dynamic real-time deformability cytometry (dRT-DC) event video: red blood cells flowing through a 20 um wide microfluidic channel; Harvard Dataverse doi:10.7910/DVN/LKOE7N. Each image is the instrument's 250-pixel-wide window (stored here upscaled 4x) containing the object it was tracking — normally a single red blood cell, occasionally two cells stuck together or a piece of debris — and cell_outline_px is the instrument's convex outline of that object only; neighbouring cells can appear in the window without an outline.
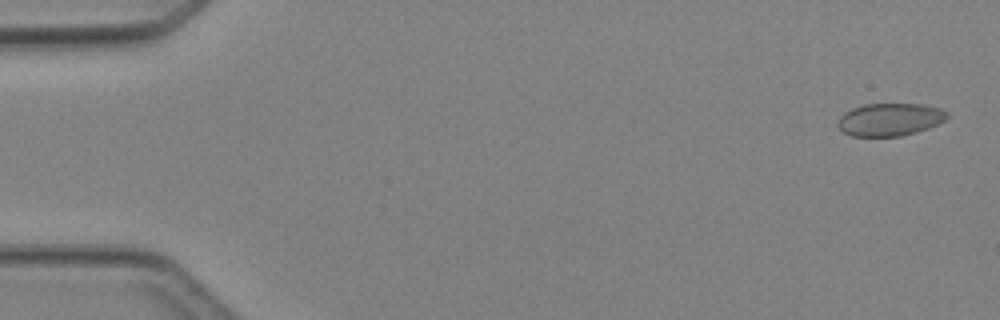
{"species": "Egyptian fruit bat (a non-hibernating species)", "species_latin": "Rousettus aegyptiacus", "temperature_condition": "cold", "stored_images_in_passage": 5, "camera_frame_rate_fps": 3000, "um_per_image_px": 0.085, "animal": {"sex": "female"}, "frame": {"image": 1, "passage_image": 1, "time_ms": 0.0, "image_size_px": [1000, 320], "cell_outline_px": [[948, 116], [944, 120], [928, 128], [916, 132], [900, 136], [852, 136], [844, 132], [836, 124], [840, 116], [844, 112], [852, 108], [864, 104], [924, 104], [940, 108], [948, 112]], "centroid_in_image_um": [75.62, 10.15], "position_along_channel_um": 9.4, "area_um2": 20.81}}
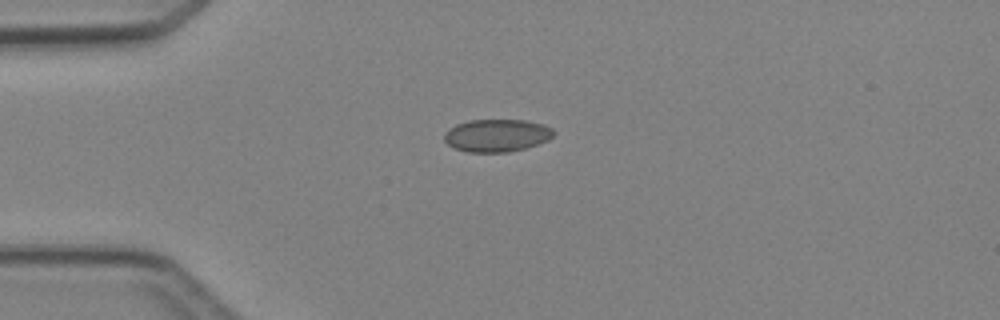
{"frame": {"image": 2, "passage_image": 3, "time_ms": 3.333, "image_size_px": [1000, 320], "cell_outline_px": [[556, 132], [548, 140], [524, 148], [508, 152], [468, 152], [456, 148], [448, 144], [444, 140], [444, 132], [456, 124], [468, 120], [524, 120], [544, 124], [552, 128]], "centroid_in_image_um": [42.23, 11.5], "position_along_channel_um": 42.8, "area_um2": 20.75}}
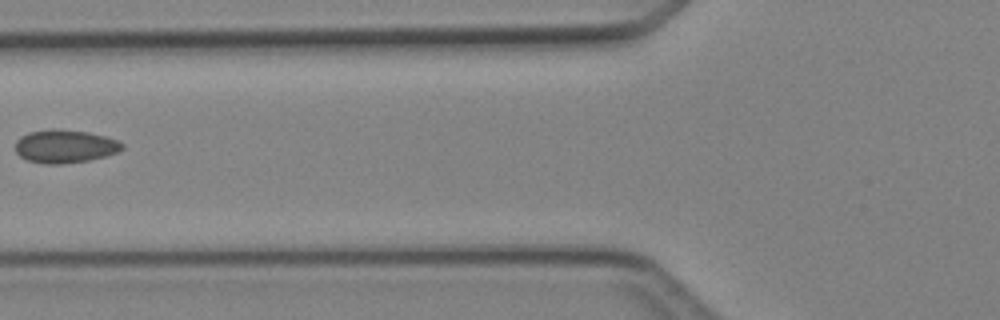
{"frame": {"image": 3, "passage_image": 5, "time_ms": 5.667, "image_size_px": [1000, 320], "cell_outline_px": [[124, 148], [116, 152], [104, 156], [88, 160], [60, 164], [44, 164], [28, 160], [20, 156], [16, 152], [16, 140], [20, 136], [28, 132], [56, 128], [88, 132], [104, 136], [116, 140], [124, 144]], "centroid_in_image_um": [5.49, 12.43], "position_along_channel_um": 120.3, "area_um2": 20.58}}